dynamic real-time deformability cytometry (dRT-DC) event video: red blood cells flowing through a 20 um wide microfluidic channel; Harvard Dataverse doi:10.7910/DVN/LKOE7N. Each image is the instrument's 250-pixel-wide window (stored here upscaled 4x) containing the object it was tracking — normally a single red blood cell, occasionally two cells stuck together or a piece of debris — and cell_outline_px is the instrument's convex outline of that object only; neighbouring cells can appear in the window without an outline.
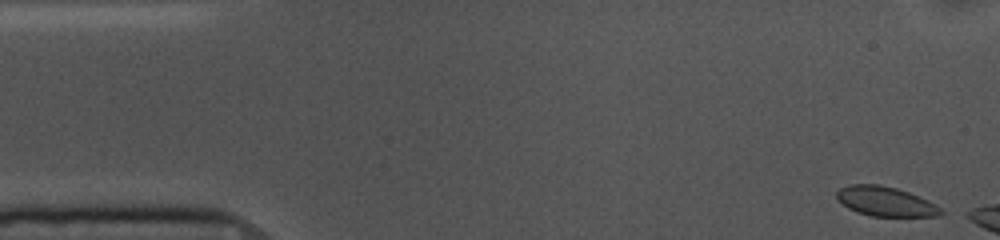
{"species": "common noctule bat (a hibernating species)", "species_latin": "Nyctalus noctula", "temperature_condition": "cold", "stored_images_in_passage": 10, "camera_frame_rate_fps": 3000, "um_per_image_px": 0.085, "animal": {"sex": "female", "body_mass_g": 10.0, "forearm_length_mm": 53.1}, "frame": {"image": 1, "passage_image": 1, "time_ms": 0.0, "image_size_px": [1000, 240], "cell_outline_px": [[944, 212], [940, 216], [872, 216], [856, 212], [848, 208], [836, 196], [836, 192], [840, 188], [848, 184], [880, 184], [896, 188], [908, 192], [928, 200], [936, 204]], "centroid_in_image_um": [75.27, 17.12], "position_along_channel_um": 9.7, "area_um2": 17.92}}